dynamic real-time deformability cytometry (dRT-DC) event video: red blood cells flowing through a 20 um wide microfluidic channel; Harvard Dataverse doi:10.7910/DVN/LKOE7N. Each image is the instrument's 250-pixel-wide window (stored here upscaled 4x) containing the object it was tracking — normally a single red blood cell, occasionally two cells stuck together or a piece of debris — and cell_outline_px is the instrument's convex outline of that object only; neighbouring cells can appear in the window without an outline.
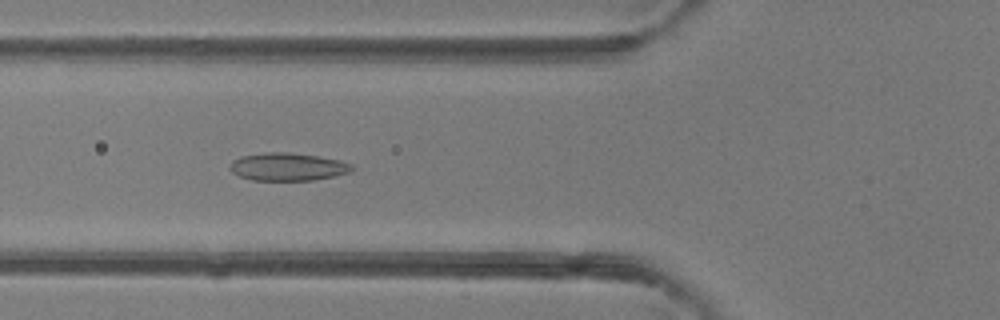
{"species": "common noctule bat (a hibernating species)", "species_latin": "Nyctalus noctula", "temperature_condition": "room temperature", "stored_images_in_passage": 42, "camera_frame_rate_fps": 3000, "um_per_image_px": 0.085, "animal": {"sex": "female"}, "frame": {"image": 1, "passage_image": 18, "time_ms": 5.667, "image_size_px": [1000, 320], "cell_outline_px": [[356, 168], [348, 172], [332, 176], [312, 180], [252, 180], [240, 176], [232, 172], [232, 160], [240, 156], [264, 152], [288, 152], [316, 156], [340, 160], [352, 164]], "centroid_in_image_um": [24.46, 14.17], "position_along_channel_um": 101.3, "area_um2": 19.59}}
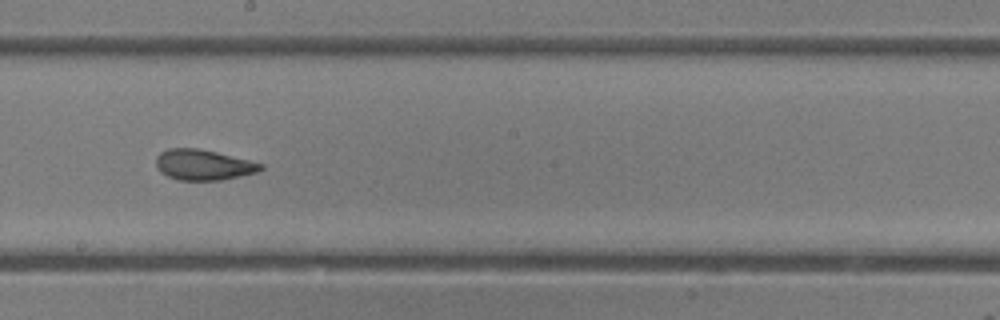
{"frame": {"image": 2, "passage_image": 27, "time_ms": 8.667, "image_size_px": [1000, 320], "cell_outline_px": [[264, 168], [256, 172], [240, 176], [220, 180], [176, 180], [160, 172], [156, 168], [156, 156], [160, 152], [168, 148], [196, 148], [216, 152], [264, 164]], "centroid_in_image_um": [17.24, 14.01], "position_along_channel_um": 231.0, "area_um2": 18.61}}
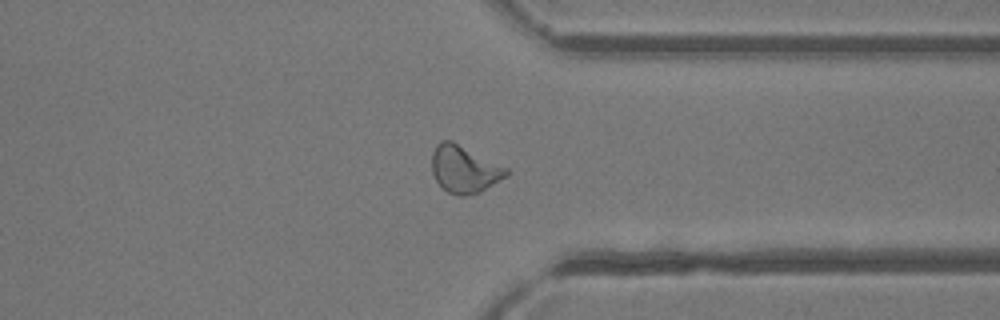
{"frame": {"image": 3, "passage_image": 37, "time_ms": 12.0, "image_size_px": [1000, 320], "cell_outline_px": [[508, 176], [480, 192], [464, 196], [456, 196], [448, 192], [436, 180], [432, 172], [432, 152], [436, 144], [440, 140], [452, 140], [508, 168]], "centroid_in_image_um": [39.46, 14.37], "position_along_channel_um": 371.9, "area_um2": 20.58}, "authors_computed_cell_mechanics": {"area_um2": 19.9699, "velocity_mm_per_s": 4.3081, "shape_relaxation_time_tau1_ms": 4.8676, "shape_relaxation_time_tau2_ms": 1.7446, "deformation_change_tau1": 0.142, "deformation_change_tau2": 0.0732}}